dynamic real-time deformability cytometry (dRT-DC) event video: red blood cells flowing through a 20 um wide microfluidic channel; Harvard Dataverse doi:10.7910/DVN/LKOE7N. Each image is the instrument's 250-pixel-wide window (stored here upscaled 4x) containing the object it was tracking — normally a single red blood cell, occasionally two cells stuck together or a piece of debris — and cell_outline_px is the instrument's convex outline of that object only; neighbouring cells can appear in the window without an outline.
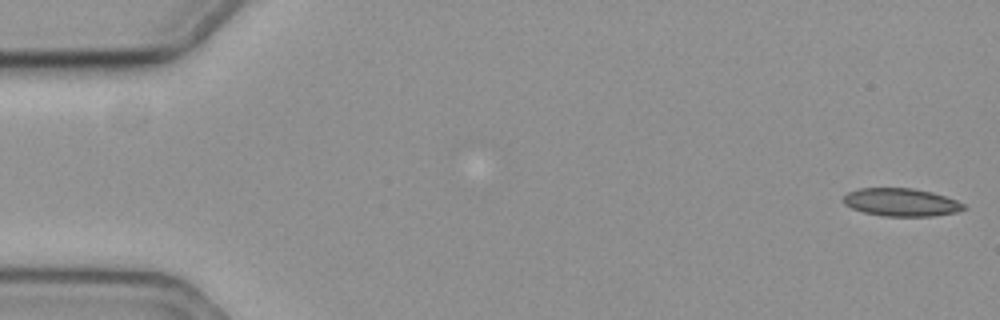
{"species": "common noctule bat (a hibernating species)", "species_latin": "Nyctalus noctula", "temperature_condition": "cold", "stored_images_in_passage": 58, "camera_frame_rate_fps": 3000, "um_per_image_px": 0.085, "animal": {"sex": "female", "body_mass_g": 19.3, "forearm_length_mm": 54.1}, "frame": {"image": 1, "passage_image": 1, "time_ms": 0.0, "image_size_px": [1000, 320], "cell_outline_px": [[968, 208], [956, 212], [932, 216], [884, 216], [864, 212], [852, 208], [844, 204], [844, 196], [848, 192], [856, 188], [912, 188], [932, 192], [956, 200], [964, 204]], "centroid_in_image_um": [76.6, 17.19], "position_along_channel_um": 8.4, "area_um2": 19.54}}
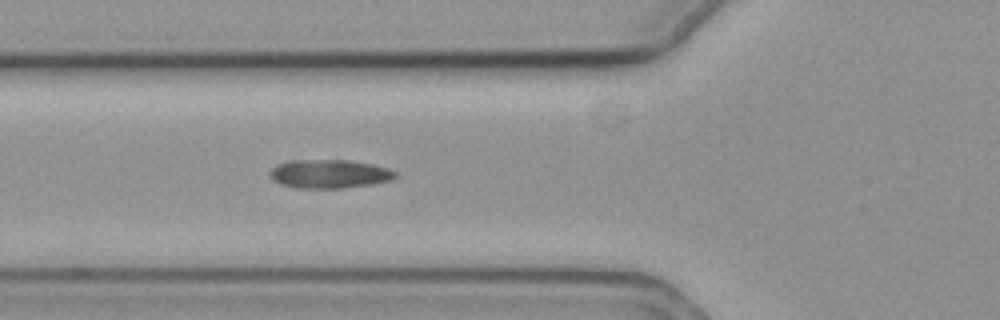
{"frame": {"image": 2, "passage_image": 21, "time_ms": 6.667, "image_size_px": [1000, 320], "cell_outline_px": [[400, 176], [392, 180], [372, 184], [344, 188], [296, 188], [280, 184], [272, 180], [268, 176], [268, 172], [276, 164], [284, 160], [348, 160], [372, 164], [388, 168], [396, 172]], "centroid_in_image_um": [27.96, 14.78], "position_along_channel_um": 97.8, "area_um2": 21.39}}
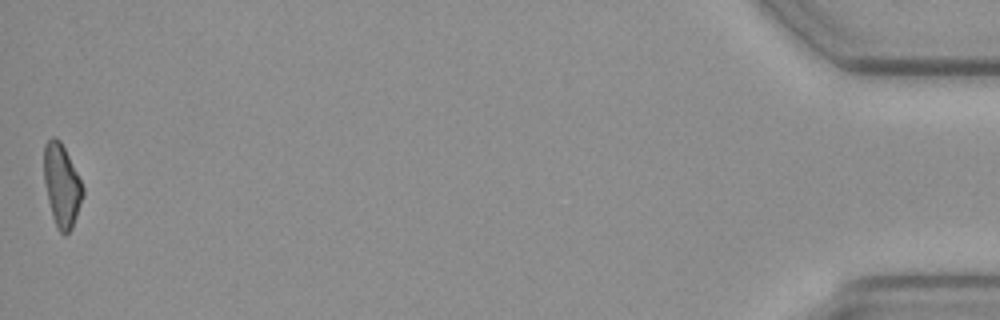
{"frame": {"image": 3, "passage_image": 58, "time_ms": 19.0, "image_size_px": [1000, 320], "cell_outline_px": [[84, 196], [72, 228], [64, 236], [56, 228], [52, 216], [48, 200], [44, 180], [44, 144], [52, 136], [56, 136], [60, 140], [84, 188]], "centroid_in_image_um": [5.24, 15.78], "position_along_channel_um": 430.0, "area_um2": 18.67}, "authors_computed_cell_mechanics": {"area_um2": 20.2011, "velocity_mm_per_s": 3.5359, "shape_relaxation_time_tau1_ms": null, "shape_relaxation_time_tau2_ms": 4.6337, "deformation_change_tau1": null, "deformation_change_tau2": 0.1258}}